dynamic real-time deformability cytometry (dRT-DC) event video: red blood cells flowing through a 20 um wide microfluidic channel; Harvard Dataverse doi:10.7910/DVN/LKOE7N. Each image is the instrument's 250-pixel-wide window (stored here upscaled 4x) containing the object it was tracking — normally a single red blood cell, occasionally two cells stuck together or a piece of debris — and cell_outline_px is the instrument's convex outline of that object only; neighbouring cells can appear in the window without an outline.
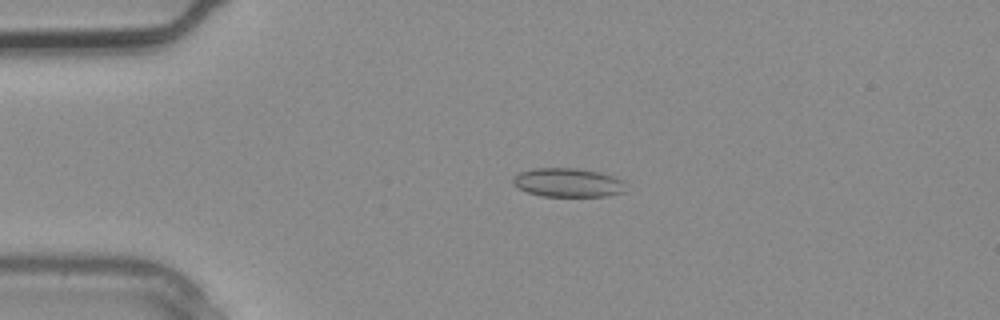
{"species": "common noctule bat (a hibernating species)", "species_latin": "Nyctalus noctula", "temperature_condition": "warm", "stored_images_in_passage": 2, "camera_frame_rate_fps": 3000, "um_per_image_px": 0.085, "animal": {"sex": "male", "body_mass_g": 20.4}, "frame": {"image": 1, "passage_image": 2, "time_ms": 0.333, "image_size_px": [1000, 320], "cell_outline_px": [[624, 192], [608, 196], [540, 196], [528, 192], [512, 184], [512, 176], [520, 172], [532, 168], [576, 168], [600, 172], [624, 180]], "centroid_in_image_um": [48.25, 15.51], "position_along_channel_um": 36.7, "area_um2": 19.07}}